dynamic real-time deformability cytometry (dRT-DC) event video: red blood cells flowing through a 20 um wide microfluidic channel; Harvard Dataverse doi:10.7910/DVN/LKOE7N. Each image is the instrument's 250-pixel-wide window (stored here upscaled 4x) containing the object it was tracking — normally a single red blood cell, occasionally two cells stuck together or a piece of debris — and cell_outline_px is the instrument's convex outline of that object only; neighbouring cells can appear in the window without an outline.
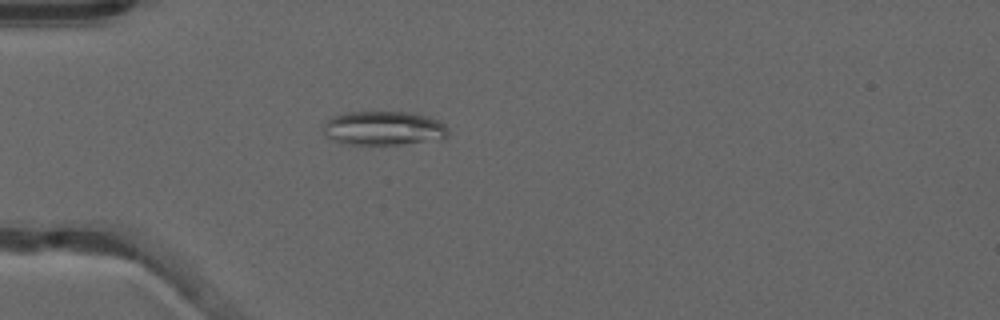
{"species": "common noctule bat (a hibernating species)", "species_latin": "Nyctalus noctula", "temperature_condition": "warm", "stored_images_in_passage": 44, "camera_frame_rate_fps": 3000, "um_per_image_px": 0.085, "animal": {"sex": "male", "forearm_length_mm": 52.5}, "frame": {"image": 1, "passage_image": 8, "time_ms": 2.333, "image_size_px": [1000, 320], "cell_outline_px": [[448, 136], [400, 144], [352, 144], [336, 140], [328, 136], [324, 132], [324, 124], [332, 116], [348, 112], [416, 112], [428, 116], [444, 124], [448, 128]], "centroid_in_image_um": [32.61, 10.87], "position_along_channel_um": 52.4, "area_um2": 24.22}}
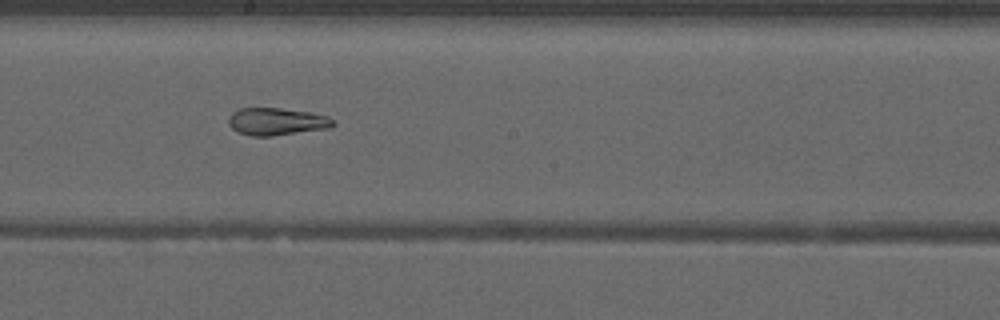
{"frame": {"image": 2, "passage_image": 22, "time_ms": 7.0, "image_size_px": [1000, 320], "cell_outline_px": [[336, 124], [332, 128], [272, 136], [252, 136], [236, 132], [228, 124], [228, 116], [232, 112], [240, 108], [280, 108], [308, 112], [328, 116]], "centroid_in_image_um": [23.5, 10.34], "position_along_channel_um": 224.7, "area_um2": 16.88}}
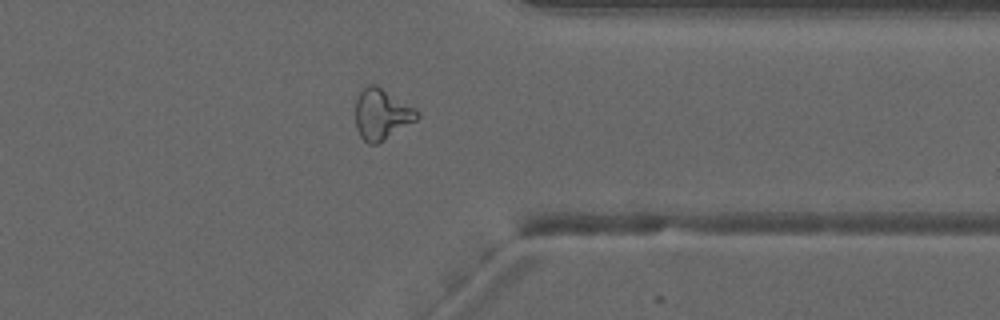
{"frame": {"image": 3, "passage_image": 34, "time_ms": 11.0, "image_size_px": [1000, 320], "cell_outline_px": [[420, 116], [416, 120], [384, 140], [376, 144], [368, 144], [360, 136], [356, 128], [356, 100], [360, 88], [368, 84], [376, 84], [416, 108], [420, 112]], "centroid_in_image_um": [32.43, 9.68], "position_along_channel_um": 379.0, "area_um2": 18.44}, "authors_computed_cell_mechanics": {"area_um2": 18.4382, "velocity_mm_per_s": 3.9798, "shape_relaxation_time_tau1_ms": null, "shape_relaxation_time_tau2_ms": 2.0711, "deformation_change_tau1": null, "deformation_change_tau2": 0.0852}}